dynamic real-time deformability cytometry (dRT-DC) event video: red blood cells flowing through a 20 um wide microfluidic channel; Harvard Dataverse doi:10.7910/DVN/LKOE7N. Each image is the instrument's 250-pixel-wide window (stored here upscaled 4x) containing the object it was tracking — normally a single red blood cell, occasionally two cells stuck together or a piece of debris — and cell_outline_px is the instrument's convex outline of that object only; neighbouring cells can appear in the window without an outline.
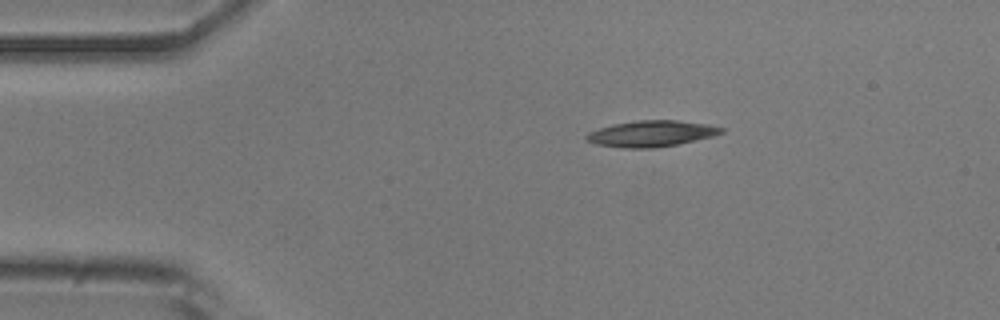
{"species": "common noctule bat (a hibernating species)", "species_latin": "Nyctalus noctula", "temperature_condition": "room temperature", "stored_images_in_passage": 41, "camera_frame_rate_fps": 3000, "um_per_image_px": 0.085, "animal": {"sex": "male", "body_mass_g": 20.5, "forearm_length_mm": 52.5}, "frame": {"image": 1, "passage_image": 1, "time_ms": 0.0, "image_size_px": [1000, 320], "cell_outline_px": [[724, 132], [712, 136], [696, 140], [676, 144], [652, 148], [624, 148], [596, 144], [588, 140], [584, 136], [588, 132], [612, 124], [636, 120], [676, 120], [708, 124], [724, 128]], "centroid_in_image_um": [55.36, 11.35], "position_along_channel_um": 29.6, "area_um2": 20.4}}
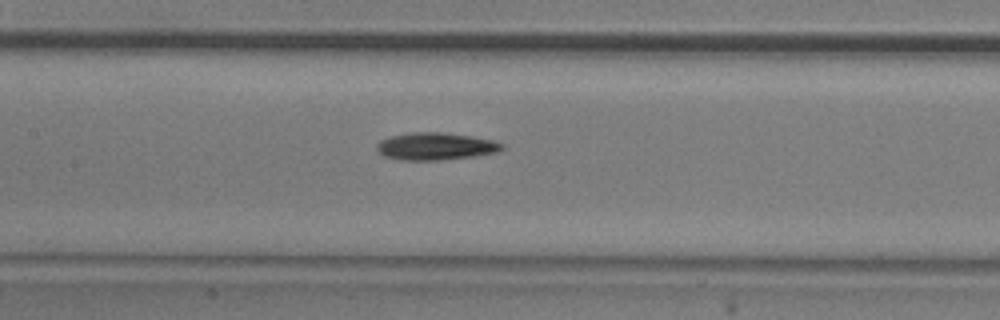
{"frame": {"image": 2, "passage_image": 16, "time_ms": 5.0, "image_size_px": [1000, 320], "cell_outline_px": [[504, 148], [496, 152], [476, 156], [440, 160], [400, 160], [384, 156], [376, 148], [376, 144], [380, 140], [392, 136], [412, 132], [444, 132], [472, 136], [492, 140], [504, 144]], "centroid_in_image_um": [37.03, 12.43], "position_along_channel_um": 170.4, "area_um2": 20.0}}
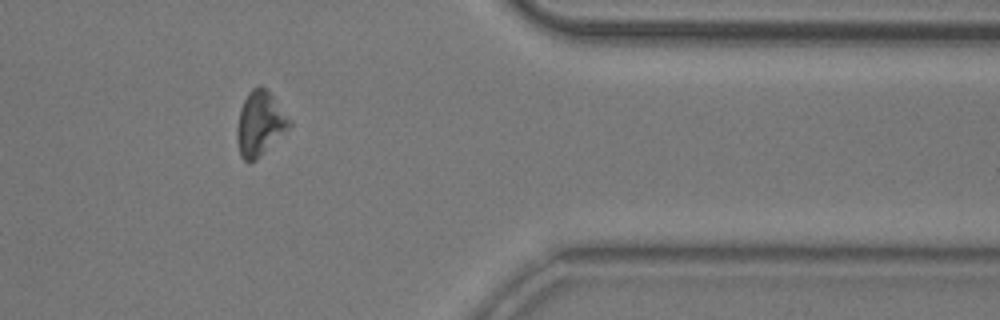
{"frame": {"image": 3, "passage_image": 35, "time_ms": 11.333, "image_size_px": [1000, 320], "cell_outline_px": [[292, 124], [256, 160], [248, 164], [240, 156], [236, 140], [236, 128], [240, 108], [248, 92], [252, 88], [260, 84], [272, 96], [292, 120]], "centroid_in_image_um": [22.06, 10.52], "position_along_channel_um": 389.3, "area_um2": 19.65}}